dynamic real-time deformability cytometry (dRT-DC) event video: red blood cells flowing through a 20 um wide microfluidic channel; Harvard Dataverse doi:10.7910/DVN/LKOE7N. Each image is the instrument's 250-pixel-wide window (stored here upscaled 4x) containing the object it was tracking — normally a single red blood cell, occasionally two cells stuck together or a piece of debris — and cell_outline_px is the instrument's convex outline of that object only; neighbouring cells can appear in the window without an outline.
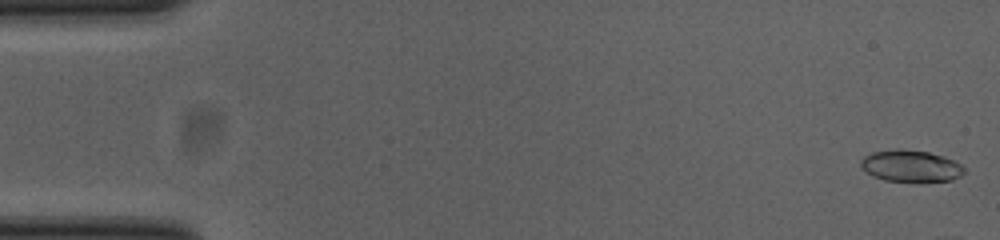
{"species": "common noctule bat (a hibernating species)", "species_latin": "Nyctalus noctula", "temperature_condition": "cold", "stored_images_in_passage": 11, "camera_frame_rate_fps": 3000, "um_per_image_px": 0.085, "animal": {"sex": "female", "body_mass_g": 23.0, "forearm_length_mm": 53.4}, "frame": {"image": 1, "passage_image": 1, "time_ms": 0.0, "image_size_px": [1000, 240], "cell_outline_px": [[964, 172], [960, 176], [952, 180], [884, 180], [872, 176], [860, 168], [860, 160], [864, 156], [872, 152], [896, 148], [900, 148], [928, 152], [944, 156], [960, 164], [964, 168]], "centroid_in_image_um": [77.35, 14.08], "position_along_channel_um": 7.6, "area_um2": 18.9}}